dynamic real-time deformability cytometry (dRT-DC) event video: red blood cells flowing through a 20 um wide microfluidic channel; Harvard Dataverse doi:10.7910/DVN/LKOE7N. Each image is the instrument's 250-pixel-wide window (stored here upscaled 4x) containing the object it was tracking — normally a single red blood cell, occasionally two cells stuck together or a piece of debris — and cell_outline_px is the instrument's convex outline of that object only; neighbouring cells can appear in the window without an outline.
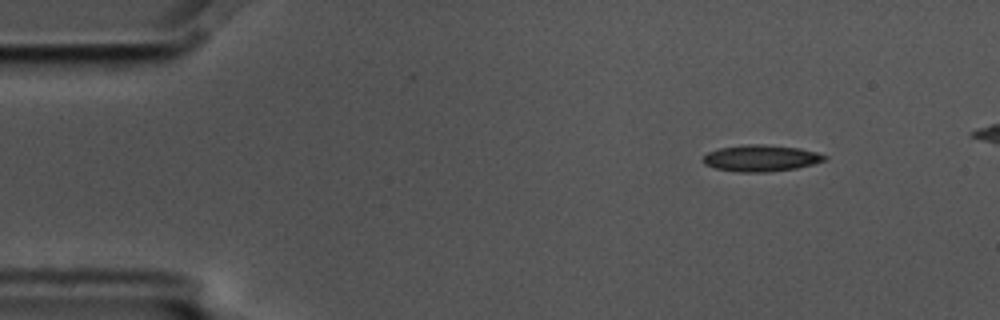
{"species": "common noctule bat (a hibernating species)", "species_latin": "Nyctalus noctula", "temperature_condition": "cold", "stored_images_in_passage": 5, "camera_frame_rate_fps": 3000, "um_per_image_px": 0.085, "animal": {"sex": "male", "body_mass_g": 17.5, "forearm_length_mm": 52.3}, "frame": {"image": 1, "passage_image": 1, "time_ms": 0.0, "image_size_px": [1000, 320], "cell_outline_px": [[828, 160], [796, 168], [764, 172], [740, 172], [716, 168], [704, 164], [700, 160], [708, 152], [720, 148], [748, 144], [760, 144], [800, 148], [816, 152], [828, 156]], "centroid_in_image_um": [64.69, 13.44], "position_along_channel_um": 20.3, "area_um2": 18.67}}
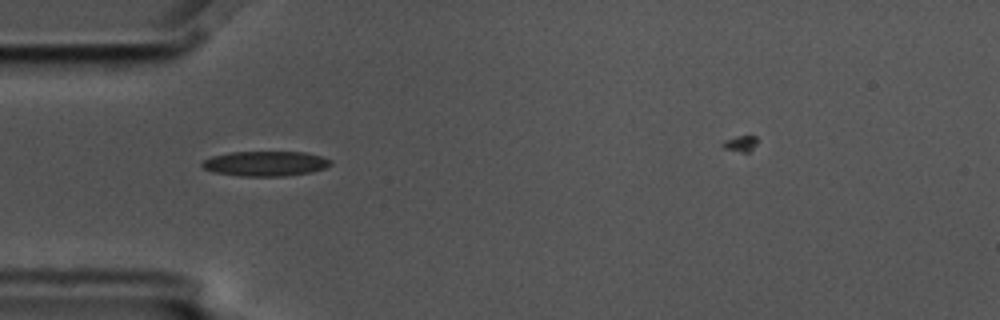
{"frame": {"image": 2, "passage_image": 4, "time_ms": 1.0, "image_size_px": [1000, 320], "cell_outline_px": [[332, 164], [324, 168], [312, 172], [284, 176], [244, 176], [212, 172], [204, 168], [200, 164], [204, 160], [212, 156], [232, 152], [304, 152], [320, 156], [332, 160]], "centroid_in_image_um": [22.57, 13.9], "position_along_channel_um": 62.4, "area_um2": 18.61}}